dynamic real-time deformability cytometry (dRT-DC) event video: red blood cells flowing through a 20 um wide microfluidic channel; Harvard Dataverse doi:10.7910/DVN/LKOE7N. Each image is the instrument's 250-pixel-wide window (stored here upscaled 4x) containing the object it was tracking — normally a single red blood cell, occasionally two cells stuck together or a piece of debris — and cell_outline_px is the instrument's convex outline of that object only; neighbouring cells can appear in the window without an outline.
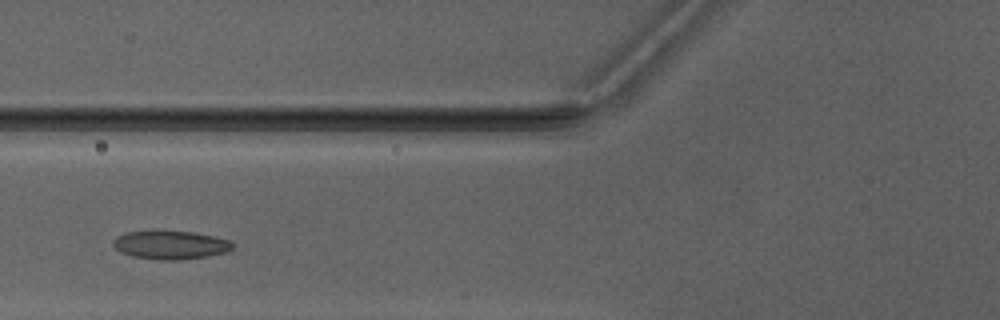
{"species": "Egyptian fruit bat (a non-hibernating species)", "species_latin": "Rousettus aegyptiacus", "temperature_condition": "warm", "stored_images_in_passage": 3, "camera_frame_rate_fps": 3000, "um_per_image_px": 0.085, "animal": {"sex": "male"}, "frame": {"image": 1, "passage_image": 3, "time_ms": 2.333, "image_size_px": [1000, 320], "cell_outline_px": [[232, 248], [224, 252], [208, 256], [180, 260], [160, 260], [132, 256], [120, 252], [112, 244], [112, 240], [116, 236], [128, 232], [192, 232], [212, 236], [228, 240], [232, 244]], "centroid_in_image_um": [14.45, 20.84], "position_along_channel_um": 111.4, "area_um2": 19.36}}